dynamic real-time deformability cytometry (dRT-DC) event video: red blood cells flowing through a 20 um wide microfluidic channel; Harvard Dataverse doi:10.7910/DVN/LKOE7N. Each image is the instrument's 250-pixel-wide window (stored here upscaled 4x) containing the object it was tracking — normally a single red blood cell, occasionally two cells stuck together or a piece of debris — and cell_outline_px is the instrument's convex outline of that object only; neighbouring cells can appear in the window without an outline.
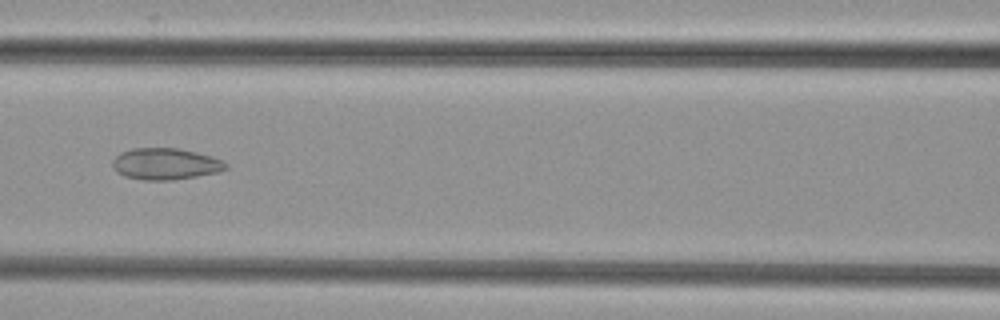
{"species": "common noctule bat (a hibernating species)", "species_latin": "Nyctalus noctula", "temperature_condition": "cold", "stored_images_in_passage": 7, "camera_frame_rate_fps": 3000, "um_per_image_px": 0.085, "animal": {"sex": "female", "body_mass_g": 29.2, "forearm_length_mm": 56.3}, "frame": {"image": 1, "passage_image": 7, "time_ms": 2.0, "image_size_px": [1000, 320], "cell_outline_px": [[228, 168], [216, 172], [196, 176], [172, 180], [144, 180], [124, 176], [116, 172], [112, 164], [112, 160], [120, 152], [132, 148], [176, 148], [196, 152], [220, 160], [228, 164]], "centroid_in_image_um": [14.01, 13.93], "position_along_channel_um": 152.6, "area_um2": 20.63}}